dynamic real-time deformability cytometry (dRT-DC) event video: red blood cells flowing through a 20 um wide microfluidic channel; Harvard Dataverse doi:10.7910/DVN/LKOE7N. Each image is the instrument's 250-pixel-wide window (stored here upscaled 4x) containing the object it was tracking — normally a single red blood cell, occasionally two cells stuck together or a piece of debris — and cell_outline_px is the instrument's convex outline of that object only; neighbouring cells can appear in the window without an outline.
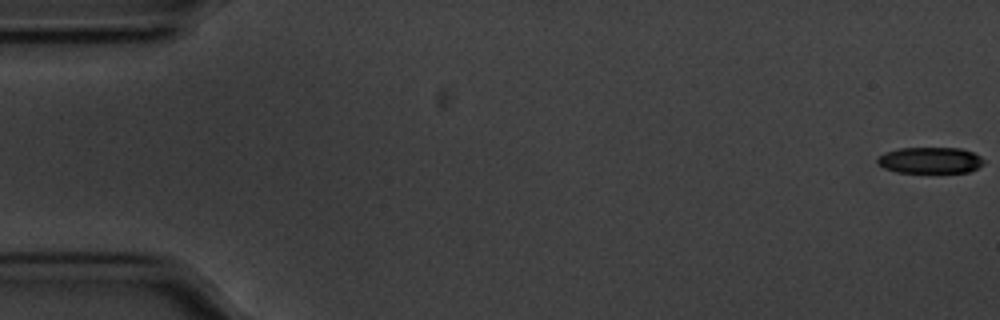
{"species": "common noctule bat (a hibernating species)", "species_latin": "Nyctalus noctula", "temperature_condition": "cold", "stored_images_in_passage": 57, "camera_frame_rate_fps": 3000, "um_per_image_px": 0.085, "animal": {"sex": "male", "body_mass_g": 20.1, "forearm_length_mm": 53.5}, "frame": {"image": 1, "passage_image": 1, "time_ms": 0.0, "image_size_px": [1000, 320], "cell_outline_px": [[984, 164], [968, 172], [896, 172], [884, 168], [876, 160], [884, 152], [900, 148], [960, 148], [972, 152], [980, 156], [984, 160]], "centroid_in_image_um": [79.07, 13.62], "position_along_channel_um": 5.9, "area_um2": 16.13}}
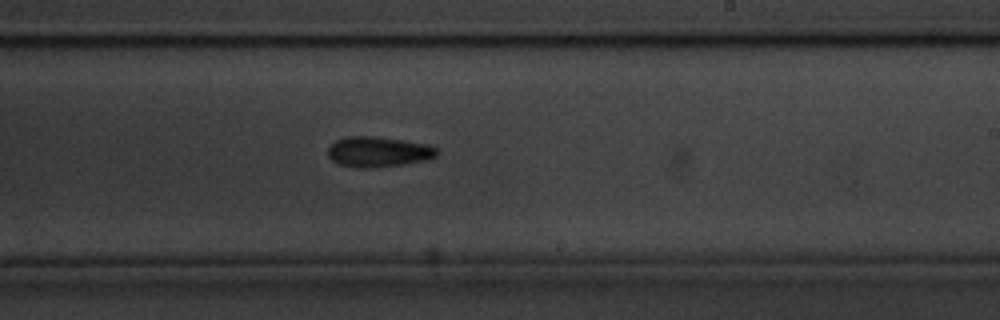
{"frame": {"image": 2, "passage_image": 34, "time_ms": 11.0, "image_size_px": [1000, 320], "cell_outline_px": [[440, 152], [436, 156], [428, 160], [404, 164], [372, 168], [360, 168], [336, 164], [328, 156], [328, 148], [336, 140], [348, 136], [372, 136], [428, 144], [436, 148]], "centroid_in_image_um": [32.16, 12.91], "position_along_channel_um": 256.8, "area_um2": 19.36}}
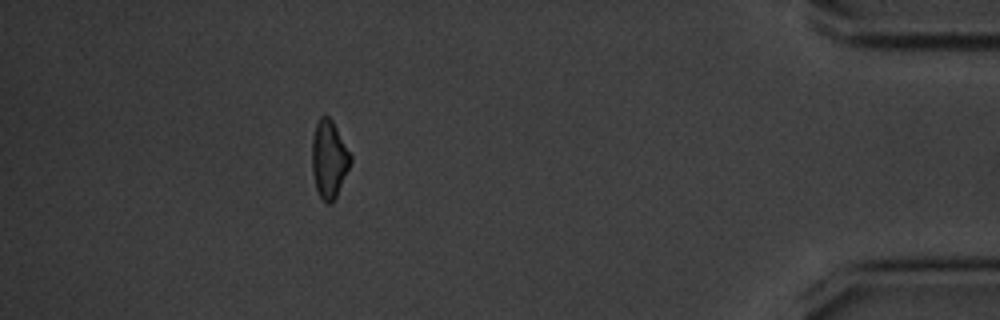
{"frame": {"image": 3, "passage_image": 51, "time_ms": 16.667, "image_size_px": [1000, 320], "cell_outline_px": [[352, 160], [336, 196], [332, 204], [324, 204], [316, 188], [312, 172], [312, 136], [316, 124], [320, 116], [328, 116], [332, 120], [352, 156]], "centroid_in_image_um": [27.95, 13.54], "position_along_channel_um": 407.2, "area_um2": 17.4}, "authors_computed_cell_mechanics": {"area_um2": 18.3804, "velocity_mm_per_s": 3.5642, "shape_relaxation_time_tau1_ms": 2.3285, "shape_relaxation_time_tau2_ms": null, "deformation_change_tau1": 0.1039, "deformation_change_tau2": null}}